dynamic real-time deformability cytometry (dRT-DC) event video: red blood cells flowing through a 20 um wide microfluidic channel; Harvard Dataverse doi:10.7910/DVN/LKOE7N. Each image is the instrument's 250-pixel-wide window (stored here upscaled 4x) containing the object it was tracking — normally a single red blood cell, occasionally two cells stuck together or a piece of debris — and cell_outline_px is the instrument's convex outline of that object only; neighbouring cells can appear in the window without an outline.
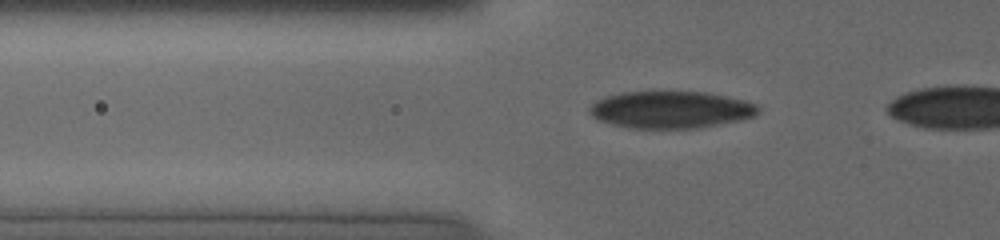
{"species": "human", "species_latin": "Homo sapiens", "temperature_condition": "cold", "stored_images_in_passage": 40, "camera_frame_rate_fps": 3000, "um_per_image_px": 0.085, "donor": {"sex": "female"}, "frame": {"image": 1, "passage_image": 12, "time_ms": 3.667, "image_size_px": [1000, 240], "cell_outline_px": [[760, 112], [756, 116], [740, 120], [700, 128], [628, 128], [596, 120], [588, 112], [588, 108], [596, 100], [604, 96], [620, 92], [704, 92], [744, 100], [756, 104], [760, 108]], "centroid_in_image_um": [56.99, 9.33], "position_along_channel_um": 68.8, "area_um2": 36.7}}
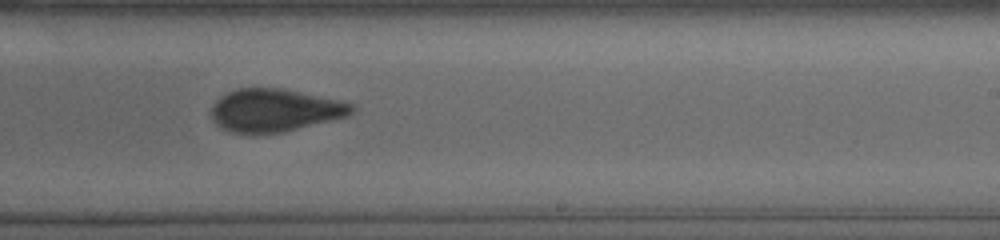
{"frame": {"image": 2, "passage_image": 27, "time_ms": 8.667, "image_size_px": [1000, 240], "cell_outline_px": [[356, 108], [348, 116], [284, 132], [232, 132], [220, 128], [212, 120], [212, 108], [216, 100], [220, 96], [236, 88], [280, 88], [336, 100], [352, 104]], "centroid_in_image_um": [23.32, 9.37], "position_along_channel_um": 265.7, "area_um2": 34.51}}
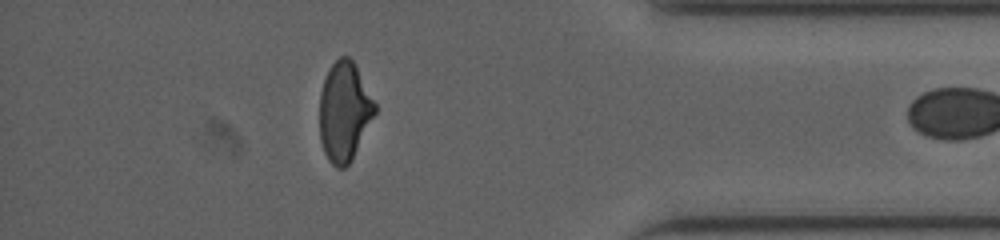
{"frame": {"image": 3, "passage_image": 39, "time_ms": 12.667, "image_size_px": [1000, 240], "cell_outline_px": [[376, 112], [348, 164], [344, 168], [336, 168], [328, 160], [324, 152], [320, 140], [320, 92], [324, 80], [332, 64], [340, 56], [348, 56], [356, 64], [376, 104]], "centroid_in_image_um": [29.26, 9.46], "position_along_channel_um": 405.9, "area_um2": 31.67}}